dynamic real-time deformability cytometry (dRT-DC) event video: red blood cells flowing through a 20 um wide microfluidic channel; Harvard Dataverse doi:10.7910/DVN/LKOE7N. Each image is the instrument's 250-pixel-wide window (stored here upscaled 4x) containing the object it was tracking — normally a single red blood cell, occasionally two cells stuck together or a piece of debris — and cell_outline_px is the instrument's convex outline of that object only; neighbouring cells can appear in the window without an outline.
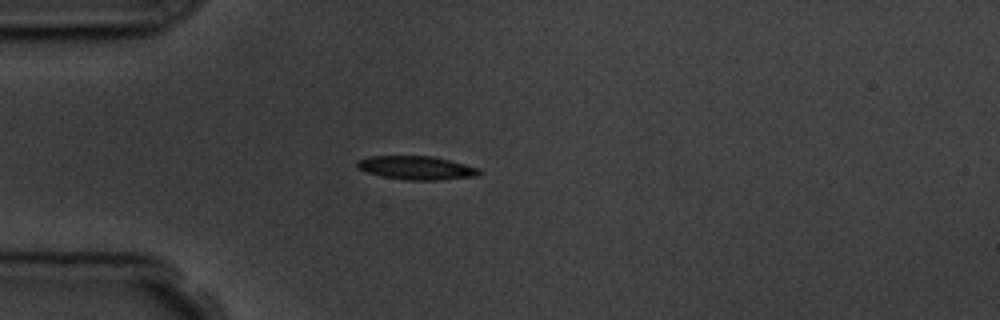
{"species": "common noctule bat (a hibernating species)", "species_latin": "Nyctalus noctula", "temperature_condition": "room temperature", "stored_images_in_passage": 3, "camera_frame_rate_fps": 3000, "um_per_image_px": 0.085, "animal": {"sex": "male", "body_mass_g": 19.5, "forearm_length_mm": 54.6}, "frame": {"image": 1, "passage_image": 3, "time_ms": 2.667, "image_size_px": [1000, 320], "cell_outline_px": [[480, 176], [440, 180], [404, 180], [384, 176], [368, 172], [356, 168], [356, 160], [368, 156], [432, 156], [480, 168]], "centroid_in_image_um": [35.39, 14.27], "position_along_channel_um": 49.6, "area_um2": 16.82}}